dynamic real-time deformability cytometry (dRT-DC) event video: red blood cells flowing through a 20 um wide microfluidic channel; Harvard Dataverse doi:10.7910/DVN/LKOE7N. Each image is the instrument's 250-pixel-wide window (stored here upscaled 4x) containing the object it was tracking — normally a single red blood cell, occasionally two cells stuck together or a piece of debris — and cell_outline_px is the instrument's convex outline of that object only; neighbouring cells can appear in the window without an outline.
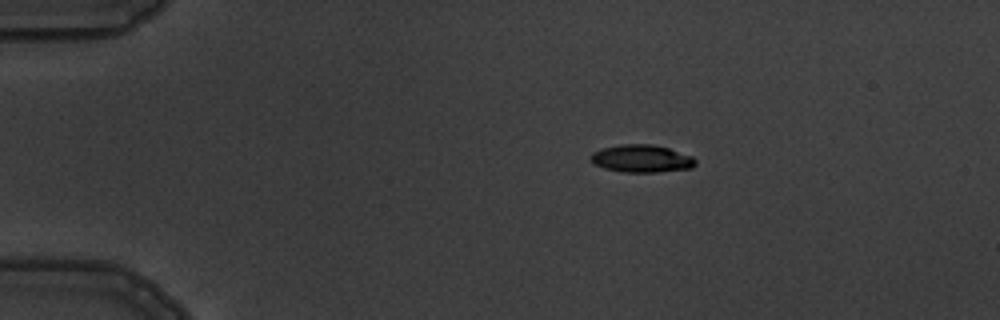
{"species": "common noctule bat (a hibernating species)", "species_latin": "Nyctalus noctula", "temperature_condition": "warm", "stored_images_in_passage": 6, "camera_frame_rate_fps": 3000, "um_per_image_px": 0.085, "animal": {"sex": "male", "body_mass_g": 19.5, "forearm_length_mm": 54.6}, "frame": {"image": 1, "passage_image": 6, "time_ms": 6.0, "image_size_px": [1000, 320], "cell_outline_px": [[696, 164], [692, 168], [656, 172], [624, 172], [604, 168], [596, 164], [588, 156], [592, 152], [600, 148], [620, 144], [652, 144], [668, 148], [692, 156], [696, 160]], "centroid_in_image_um": [54.52, 13.47], "position_along_channel_um": 30.5, "area_um2": 16.88}}